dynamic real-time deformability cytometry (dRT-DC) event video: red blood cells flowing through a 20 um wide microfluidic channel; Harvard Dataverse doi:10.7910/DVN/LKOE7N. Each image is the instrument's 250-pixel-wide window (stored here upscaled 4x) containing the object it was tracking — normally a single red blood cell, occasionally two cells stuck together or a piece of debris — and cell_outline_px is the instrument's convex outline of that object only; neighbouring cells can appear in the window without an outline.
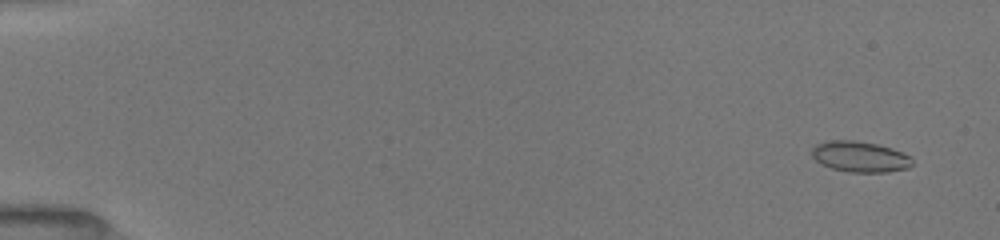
{"species": "common noctule bat (a hibernating species)", "species_latin": "Nyctalus noctula", "temperature_condition": "room temperature", "stored_images_in_passage": 52, "camera_frame_rate_fps": 3000, "um_per_image_px": 0.085, "animal": {"sex": "female", "body_mass_g": 19.5, "forearm_length_mm": 54.1}, "frame": {"image": 1, "passage_image": 3, "time_ms": 0.667, "image_size_px": [1000, 240], "cell_outline_px": [[912, 164], [908, 168], [888, 172], [848, 172], [832, 168], [816, 160], [812, 156], [812, 148], [816, 144], [824, 140], [856, 140], [876, 144], [892, 148], [912, 156]], "centroid_in_image_um": [73.11, 13.31], "position_along_channel_um": 11.9, "area_um2": 18.09}}
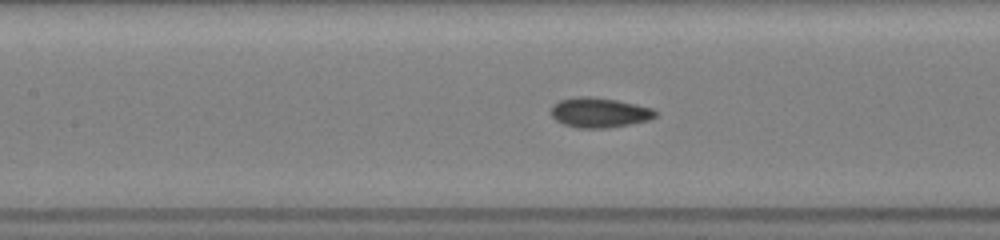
{"frame": {"image": 2, "passage_image": 25, "time_ms": 8.0, "image_size_px": [1000, 240], "cell_outline_px": [[660, 112], [656, 116], [648, 120], [628, 124], [604, 128], [576, 128], [564, 124], [556, 120], [548, 112], [552, 104], [560, 100], [576, 96], [592, 96], [616, 100], [636, 104], [652, 108]], "centroid_in_image_um": [50.91, 9.55], "position_along_channel_um": 156.5, "area_um2": 18.38}}
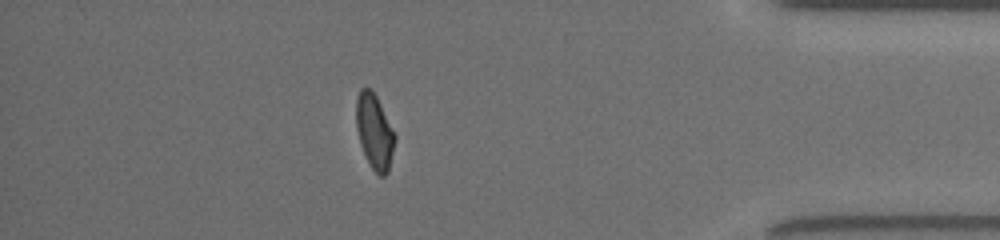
{"frame": {"image": 3, "passage_image": 46, "time_ms": 15.0, "image_size_px": [1000, 240], "cell_outline_px": [[396, 140], [388, 172], [384, 176], [380, 176], [372, 168], [360, 144], [356, 128], [356, 100], [360, 88], [368, 88], [376, 96], [396, 136]], "centroid_in_image_um": [31.83, 11.19], "position_along_channel_um": 403.4, "area_um2": 16.65}, "authors_computed_cell_mechanics": {"area_um2": 17.629, "velocity_mm_per_s": 4.0142, "shape_relaxation_time_tau1_ms": 5.4809, "shape_relaxation_time_tau2_ms": 1.5269, "deformation_change_tau1": 0.1281, "deformation_change_tau2": 0.051}}